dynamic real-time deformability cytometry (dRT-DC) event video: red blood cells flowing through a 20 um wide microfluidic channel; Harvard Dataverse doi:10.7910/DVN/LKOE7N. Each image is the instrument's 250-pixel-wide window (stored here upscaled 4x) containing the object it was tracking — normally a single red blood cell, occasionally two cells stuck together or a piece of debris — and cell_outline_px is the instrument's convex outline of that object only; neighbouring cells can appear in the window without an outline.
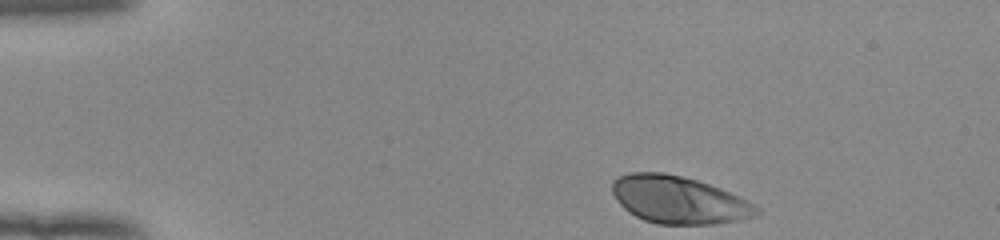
{"species": "human", "species_latin": "Homo sapiens", "temperature_condition": "room temperature", "stored_images_in_passage": 38, "camera_frame_rate_fps": 3000, "um_per_image_px": 0.085, "donor": {"sex": "female"}, "frame": {"image": 1, "passage_image": 1, "time_ms": 0.0, "image_size_px": [1000, 240], "cell_outline_px": [[760, 212], [756, 216], [736, 220], [712, 224], [660, 224], [644, 220], [628, 212], [616, 200], [612, 192], [612, 180], [616, 176], [628, 172], [664, 172], [696, 180], [720, 188], [740, 196], [748, 200], [760, 208]], "centroid_in_image_um": [57.67, 16.97], "position_along_channel_um": 27.3, "area_um2": 40.06}}
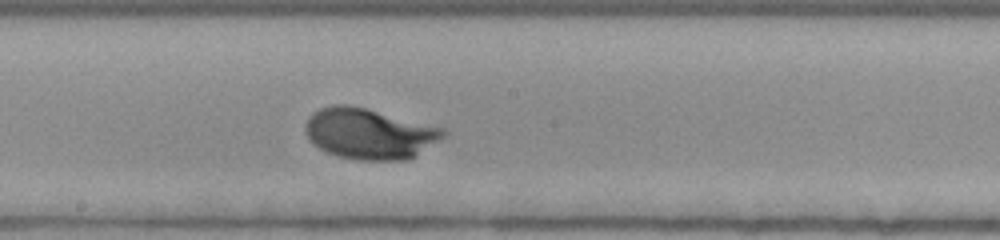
{"frame": {"image": 2, "passage_image": 22, "time_ms": 7.0, "image_size_px": [1000, 240], "cell_outline_px": [[448, 136], [408, 160], [356, 160], [340, 156], [328, 152], [312, 144], [308, 140], [304, 128], [308, 116], [312, 112], [320, 108], [332, 104], [344, 104], [364, 108], [444, 128], [448, 132]], "centroid_in_image_um": [31.39, 11.36], "position_along_channel_um": 216.8, "area_um2": 40.92}}
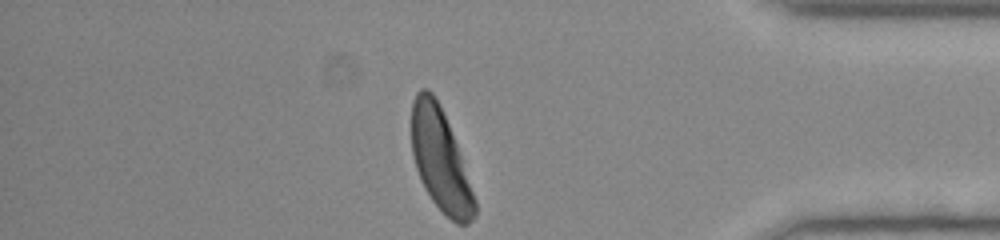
{"frame": {"image": 3, "passage_image": 38, "time_ms": 12.333, "image_size_px": [1000, 240], "cell_outline_px": [[476, 216], [468, 224], [456, 224], [432, 200], [424, 188], [420, 180], [412, 156], [412, 100], [416, 92], [420, 88], [428, 88], [432, 92], [440, 104], [456, 144], [476, 200]], "centroid_in_image_um": [37.41, 13.58], "position_along_channel_um": 397.8, "area_um2": 37.22}, "authors_computed_cell_mechanics": {"area_um2": 38.5815, "velocity_mm_per_s": 3.8748, "shape_relaxation_time_tau1_ms": 2.2139, "shape_relaxation_time_tau2_ms": null, "deformation_change_tau1": 0.1739, "deformation_change_tau2": null}}